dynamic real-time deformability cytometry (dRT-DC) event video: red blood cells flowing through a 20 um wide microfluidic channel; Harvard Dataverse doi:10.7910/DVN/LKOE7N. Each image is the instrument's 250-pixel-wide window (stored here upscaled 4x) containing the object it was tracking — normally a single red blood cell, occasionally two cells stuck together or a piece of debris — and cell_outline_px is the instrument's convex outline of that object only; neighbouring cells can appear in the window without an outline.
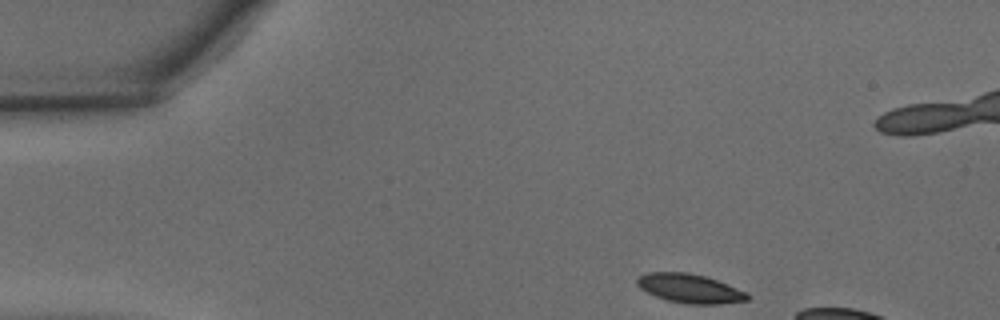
{"species": "common noctule bat (a hibernating species)", "species_latin": "Nyctalus noctula", "temperature_condition": "warm", "stored_images_in_passage": 32, "camera_frame_rate_fps": 3000, "um_per_image_px": 0.085, "animal": {"sex": "male", "body_mass_g": 15.6}, "frame": {"image": 1, "passage_image": 1, "time_ms": 0.0, "image_size_px": [1000, 320], "cell_outline_px": [[748, 300], [720, 304], [688, 304], [668, 300], [656, 296], [640, 288], [636, 284], [636, 276], [648, 272], [688, 272], [704, 276], [716, 280], [748, 292]], "centroid_in_image_um": [58.61, 24.51], "position_along_channel_um": 26.4, "area_um2": 18.61}}
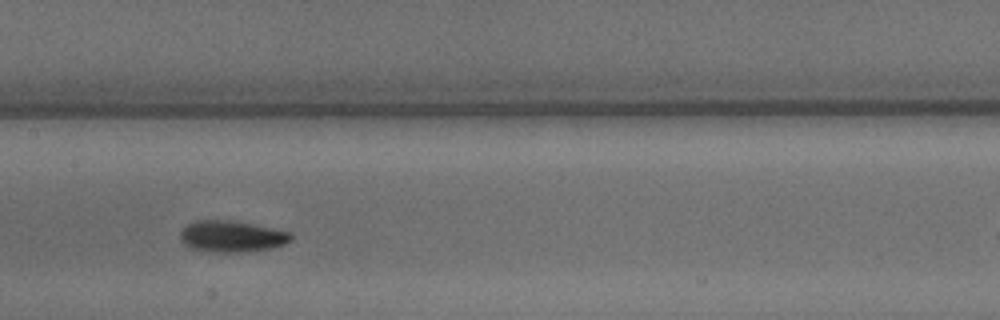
{"frame": {"image": 2, "passage_image": 17, "time_ms": 5.333, "image_size_px": [1000, 320], "cell_outline_px": [[292, 240], [284, 244], [272, 248], [240, 252], [212, 252], [192, 248], [184, 244], [180, 240], [180, 232], [188, 224], [196, 220], [232, 220], [292, 232]], "centroid_in_image_um": [19.7, 20.09], "position_along_channel_um": 187.7, "area_um2": 20.23}}
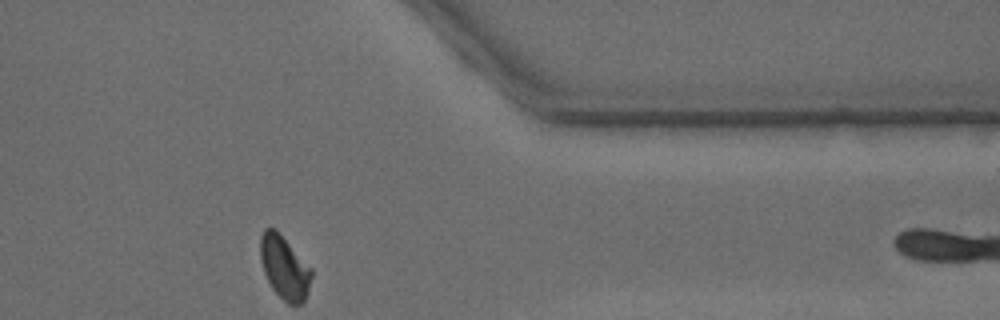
{"frame": {"image": 3, "passage_image": 32, "time_ms": 10.333, "image_size_px": [1000, 320], "cell_outline_px": [[312, 276], [308, 292], [304, 300], [300, 304], [288, 304], [272, 288], [264, 272], [260, 260], [260, 236], [264, 228], [276, 228], [312, 268]], "centroid_in_image_um": [24.18, 22.7], "position_along_channel_um": 387.2, "area_um2": 18.96}, "authors_computed_cell_mechanics": {"area_um2": 19.3341, "velocity_mm_per_s": 4.2957, "shape_relaxation_time_tau1_ms": 1.5912, "shape_relaxation_time_tau2_ms": 1.9957, "deformation_change_tau1": 0.1126, "deformation_change_tau2": 0.0678}}